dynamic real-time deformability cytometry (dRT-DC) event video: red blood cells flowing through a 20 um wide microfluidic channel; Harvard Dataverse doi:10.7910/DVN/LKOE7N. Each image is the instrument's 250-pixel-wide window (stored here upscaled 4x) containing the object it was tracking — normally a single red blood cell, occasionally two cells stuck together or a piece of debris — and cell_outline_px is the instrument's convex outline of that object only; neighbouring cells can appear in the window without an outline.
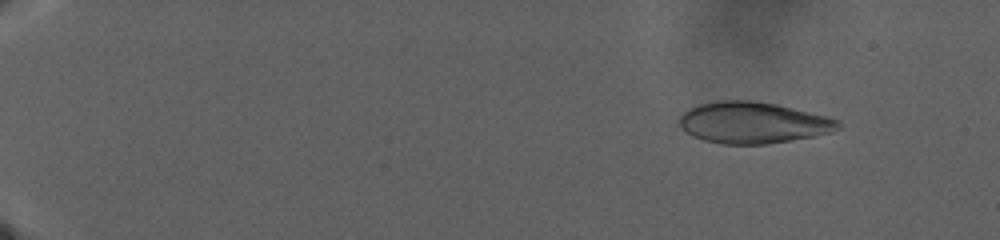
{"species": "human", "species_latin": "Homo sapiens", "temperature_condition": "warm", "stored_images_in_passage": 128, "camera_frame_rate_fps": 3000, "um_per_image_px": 0.085, "donor": {"sex": "male"}, "frame": {"image": 1, "passage_image": 17, "time_ms": 5.333, "image_size_px": [1000, 240], "cell_outline_px": [[840, 128], [832, 132], [812, 136], [768, 144], [724, 144], [704, 140], [692, 136], [680, 124], [680, 116], [688, 108], [696, 104], [716, 100], [752, 100], [776, 104], [828, 116], [840, 120]], "centroid_in_image_um": [64.01, 10.41], "position_along_channel_um": 21.0, "area_um2": 38.32}}
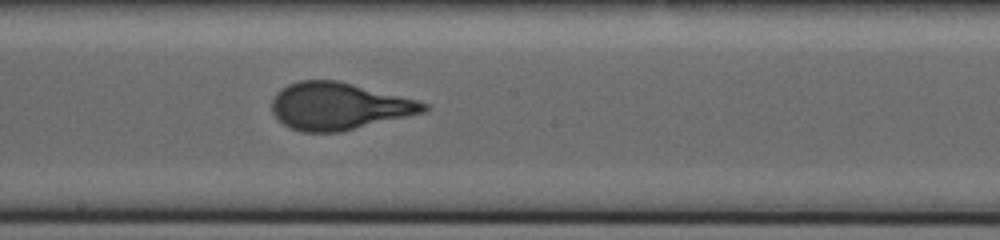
{"frame": {"image": 2, "passage_image": 80, "time_ms": 26.333, "image_size_px": [1000, 240], "cell_outline_px": [[428, 108], [424, 112], [340, 132], [300, 132], [284, 124], [272, 112], [272, 100], [276, 92], [288, 84], [300, 80], [340, 80], [416, 100], [428, 104]], "centroid_in_image_um": [28.77, 9.01], "position_along_channel_um": 219.4, "area_um2": 41.5}}
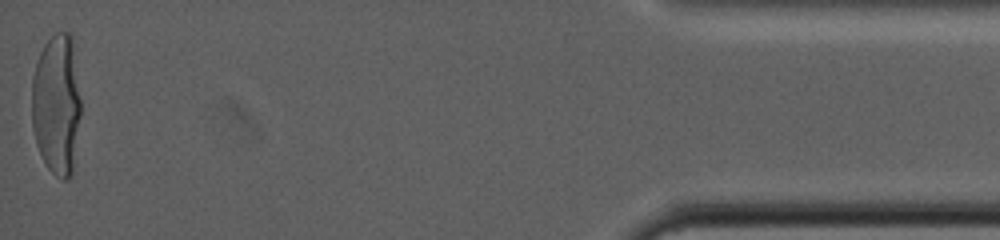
{"frame": {"image": 3, "passage_image": 128, "time_ms": 42.333, "image_size_px": [1000, 240], "cell_outline_px": [[80, 116], [72, 172], [64, 180], [56, 176], [48, 168], [36, 144], [32, 128], [32, 76], [40, 52], [44, 44], [56, 32], [68, 32], [72, 36], [80, 100]], "centroid_in_image_um": [4.8, 8.85], "position_along_channel_um": 430.4, "area_um2": 40.11}}